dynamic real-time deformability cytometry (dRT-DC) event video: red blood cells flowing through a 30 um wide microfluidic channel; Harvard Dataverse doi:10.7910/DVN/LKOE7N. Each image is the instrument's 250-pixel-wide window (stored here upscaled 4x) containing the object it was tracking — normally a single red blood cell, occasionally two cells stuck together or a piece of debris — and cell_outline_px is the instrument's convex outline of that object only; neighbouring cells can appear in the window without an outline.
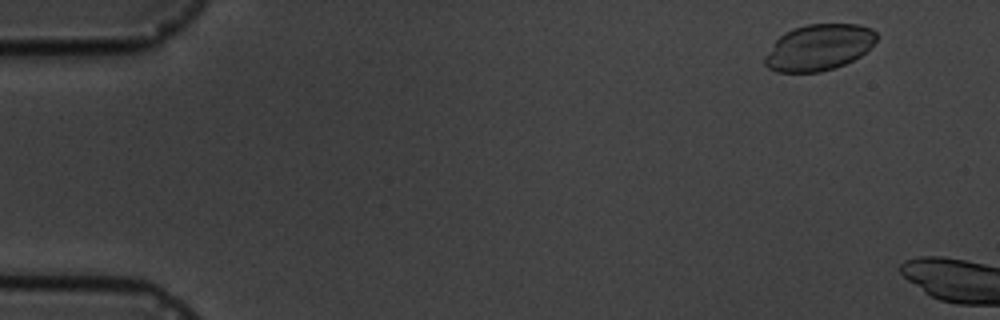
{"species": "common noctule bat (a hibernating species)", "species_latin": "Nyctalus noctula", "temperature_condition": "cold", "stored_images_in_passage": 3, "camera_frame_rate_fps": 3000, "um_per_image_px": 0.085, "animal": {"sex": "male", "body_mass_g": 19.5, "forearm_length_mm": 54.6}, "frame": {"image": 1, "passage_image": 1, "time_ms": 0.0, "image_size_px": [1000, 320], "cell_outline_px": [[876, 40], [860, 56], [844, 64], [820, 72], [776, 72], [768, 68], [764, 64], [764, 56], [776, 40], [784, 32], [792, 28], [808, 24], [860, 24], [872, 28], [876, 32]], "centroid_in_image_um": [69.57, 4.02], "position_along_channel_um": 15.4, "area_um2": 30.0}}